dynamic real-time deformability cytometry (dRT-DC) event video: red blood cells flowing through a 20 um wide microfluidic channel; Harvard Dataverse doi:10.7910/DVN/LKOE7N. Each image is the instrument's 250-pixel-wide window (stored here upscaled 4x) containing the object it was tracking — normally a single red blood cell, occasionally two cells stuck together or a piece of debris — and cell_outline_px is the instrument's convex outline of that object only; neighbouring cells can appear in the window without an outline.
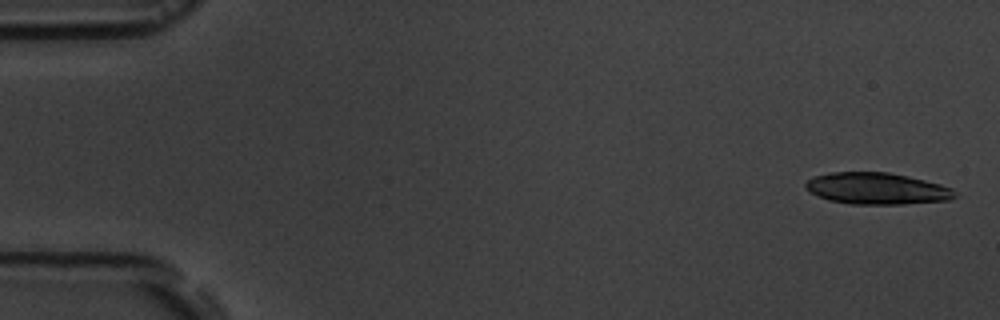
{"species": "common noctule bat (a hibernating species)", "species_latin": "Nyctalus noctula", "temperature_condition": "room temperature", "stored_images_in_passage": 6, "camera_frame_rate_fps": 3000, "um_per_image_px": 0.085, "animal": {"sex": "male", "body_mass_g": 19.5, "forearm_length_mm": 54.6}, "frame": {"image": 1, "passage_image": 1, "time_ms": 0.0, "image_size_px": [1000, 320], "cell_outline_px": [[956, 196], [952, 200], [904, 204], [852, 204], [828, 200], [816, 196], [808, 192], [804, 188], [804, 184], [812, 176], [832, 172], [888, 172], [908, 176], [940, 184], [952, 188], [956, 192]], "centroid_in_image_um": [74.5, 16.03], "position_along_channel_um": 10.5, "area_um2": 27.8}}